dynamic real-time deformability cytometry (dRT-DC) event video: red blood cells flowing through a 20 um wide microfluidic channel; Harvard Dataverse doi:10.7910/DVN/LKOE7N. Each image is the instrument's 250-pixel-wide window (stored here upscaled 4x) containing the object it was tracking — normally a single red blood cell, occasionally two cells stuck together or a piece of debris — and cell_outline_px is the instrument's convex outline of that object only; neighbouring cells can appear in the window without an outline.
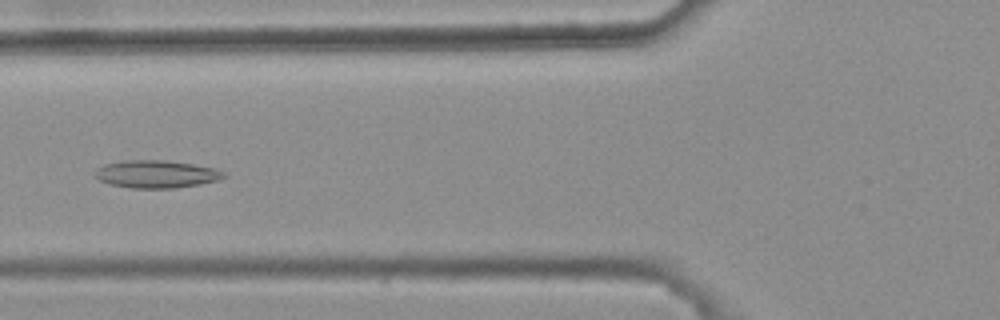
{"species": "common noctule bat (a hibernating species)", "species_latin": "Nyctalus noctula", "temperature_condition": "warm", "stored_images_in_passage": 8, "camera_frame_rate_fps": 3000, "um_per_image_px": 0.085, "animal": {"sex": "female", "body_mass_g": 25.1}, "frame": {"image": 1, "passage_image": 5, "time_ms": 1.333, "image_size_px": [1000, 320], "cell_outline_px": [[228, 176], [216, 180], [200, 184], [172, 188], [132, 188], [112, 184], [100, 180], [96, 176], [96, 168], [104, 164], [128, 160], [160, 160], [192, 164], [212, 168], [224, 172]], "centroid_in_image_um": [13.28, 14.8], "position_along_channel_um": 112.5, "area_um2": 20.35}}
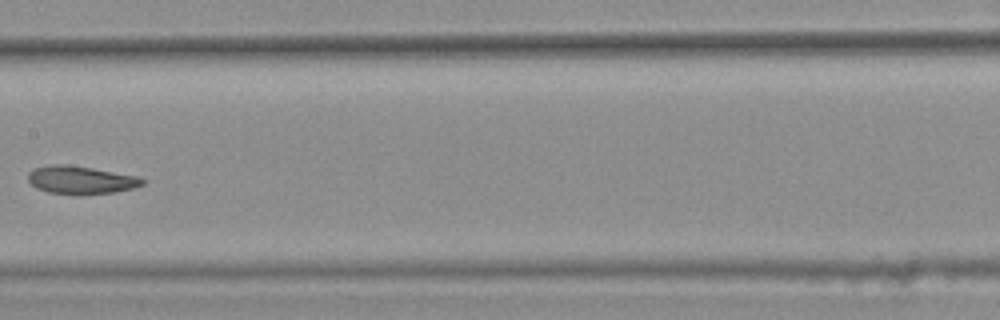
{"frame": {"image": 2, "passage_image": 7, "time_ms": 2.0, "image_size_px": [1000, 320], "cell_outline_px": [[144, 184], [132, 188], [112, 192], [80, 196], [76, 196], [48, 192], [36, 188], [28, 180], [28, 172], [32, 168], [52, 164], [64, 164], [92, 168], [136, 176], [144, 180]], "centroid_in_image_um": [6.8, 15.31], "position_along_channel_um": 200.6, "area_um2": 18.79}}
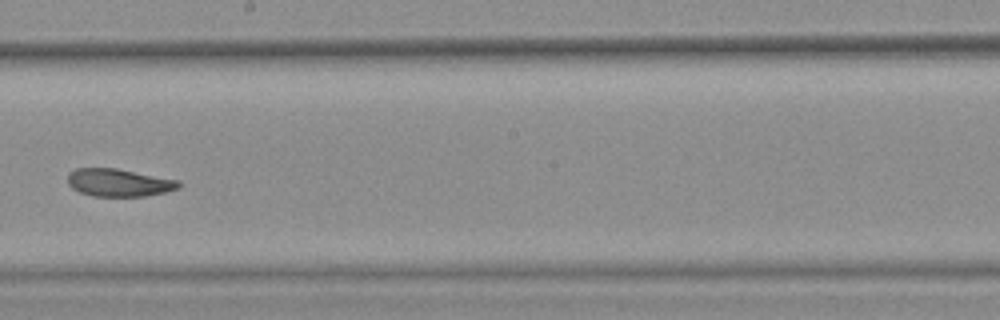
{"frame": {"image": 3, "passage_image": 8, "time_ms": 2.333, "image_size_px": [1000, 320], "cell_outline_px": [[180, 188], [164, 192], [144, 196], [92, 196], [80, 192], [72, 188], [68, 184], [68, 172], [76, 168], [116, 168], [180, 180]], "centroid_in_image_um": [10.09, 15.51], "position_along_channel_um": 238.1, "area_um2": 17.98}}